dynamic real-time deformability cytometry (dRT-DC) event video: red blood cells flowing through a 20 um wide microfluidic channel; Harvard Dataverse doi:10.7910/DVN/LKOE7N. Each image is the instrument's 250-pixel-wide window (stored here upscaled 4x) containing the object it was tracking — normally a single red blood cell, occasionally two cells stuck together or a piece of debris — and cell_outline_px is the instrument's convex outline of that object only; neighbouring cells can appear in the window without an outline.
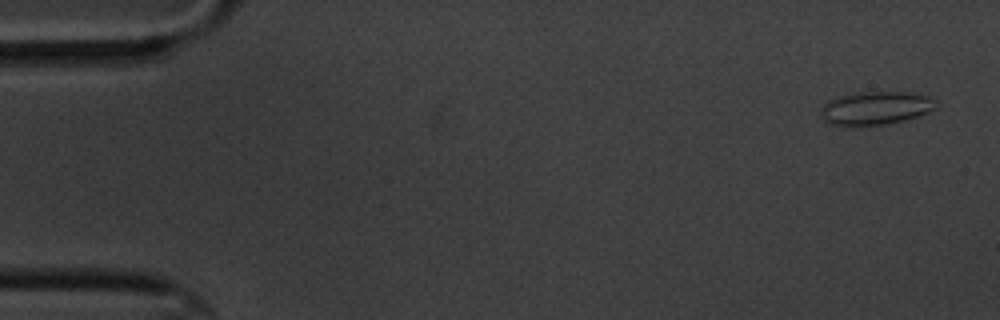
{"species": "common noctule bat (a hibernating species)", "species_latin": "Nyctalus noctula", "temperature_condition": "cold", "stored_images_in_passage": 5, "camera_frame_rate_fps": 3000, "um_per_image_px": 0.085, "animal": {"sex": "male", "body_mass_g": 20.1, "forearm_length_mm": 53.5}, "frame": {"image": 1, "passage_image": 1, "time_ms": 0.0, "image_size_px": [1000, 320], "cell_outline_px": [[940, 104], [936, 108], [928, 112], [904, 120], [884, 124], [828, 124], [820, 116], [820, 112], [824, 104], [828, 100], [840, 96], [860, 92], [904, 92], [924, 96], [936, 100]], "centroid_in_image_um": [74.43, 9.17], "position_along_channel_um": 10.6, "area_um2": 21.85}}
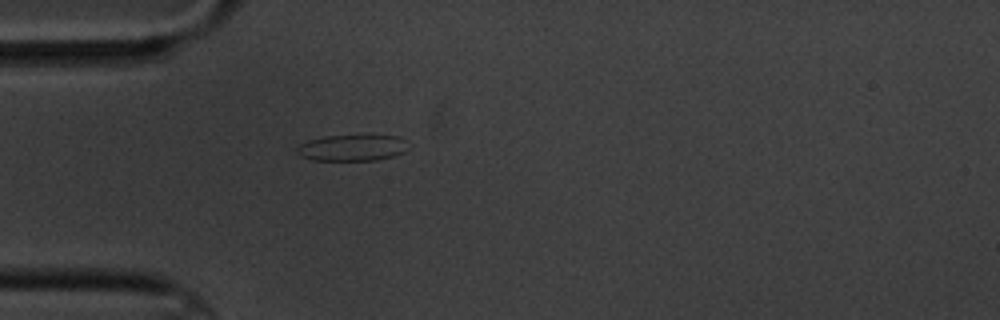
{"frame": {"image": 2, "passage_image": 5, "time_ms": 4.667, "image_size_px": [1000, 320], "cell_outline_px": [[404, 152], [392, 156], [376, 160], [312, 160], [300, 156], [296, 152], [296, 148], [300, 144], [308, 140], [324, 136], [400, 136], [404, 140]], "centroid_in_image_um": [29.85, 12.57], "position_along_channel_um": 55.1, "area_um2": 16.7}}